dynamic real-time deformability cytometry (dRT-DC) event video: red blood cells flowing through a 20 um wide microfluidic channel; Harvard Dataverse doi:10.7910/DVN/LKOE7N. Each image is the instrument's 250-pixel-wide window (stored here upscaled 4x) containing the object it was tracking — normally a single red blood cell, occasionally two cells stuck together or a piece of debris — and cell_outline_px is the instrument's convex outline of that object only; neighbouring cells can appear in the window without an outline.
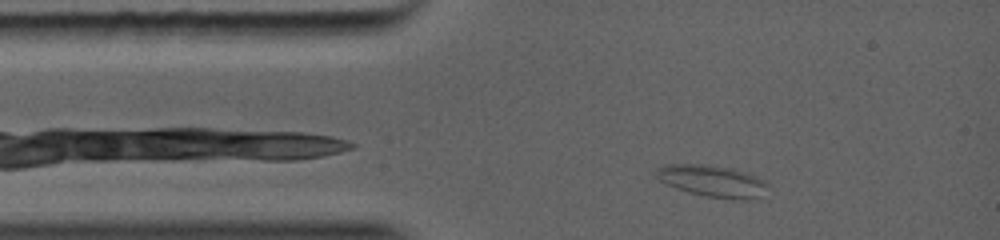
{"species": "common noctule bat (a hibernating species)", "species_latin": "Nyctalus noctula", "temperature_condition": "warm", "stored_images_in_passage": 43, "camera_frame_rate_fps": 5000, "um_per_image_px": 0.085, "animal": {"sex": "female", "body_mass_g": 19.0, "forearm_length_mm": 56.7}, "frame": {"image": 1, "passage_image": 4, "time_ms": 0.8, "image_size_px": [1000, 240], "cell_outline_px": [[768, 184], [752, 200], [732, 200], [704, 196], [688, 192], [664, 184], [652, 176], [652, 168], [660, 164], [716, 164], [748, 172], [768, 180]], "centroid_in_image_um": [60.43, 15.35], "position_along_channel_um": 24.6, "area_um2": 21.56}}
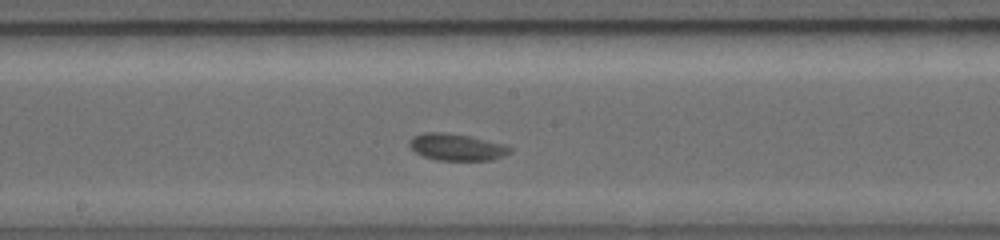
{"frame": {"image": 2, "passage_image": 22, "time_ms": 5.2, "image_size_px": [1000, 240], "cell_outline_px": [[508, 152], [492, 160], [436, 160], [424, 156], [416, 152], [412, 148], [412, 140], [420, 136], [456, 136], [496, 144], [508, 148]], "centroid_in_image_um": [38.81, 12.62], "position_along_channel_um": 209.4, "area_um2": 13.24}}
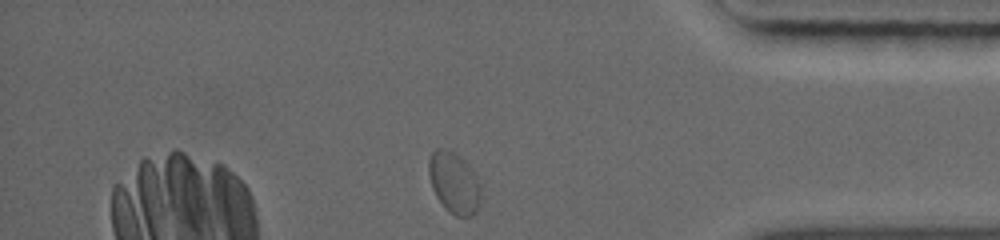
{"frame": {"image": 3, "passage_image": 43, "time_ms": 9.6, "image_size_px": [1000, 240], "cell_outline_px": [[484, 200], [476, 212], [472, 216], [456, 216], [436, 196], [432, 188], [428, 172], [428, 168], [432, 156], [472, 172], [480, 188]], "centroid_in_image_um": [38.69, 15.94], "position_along_channel_um": 396.5, "area_um2": 15.49}}